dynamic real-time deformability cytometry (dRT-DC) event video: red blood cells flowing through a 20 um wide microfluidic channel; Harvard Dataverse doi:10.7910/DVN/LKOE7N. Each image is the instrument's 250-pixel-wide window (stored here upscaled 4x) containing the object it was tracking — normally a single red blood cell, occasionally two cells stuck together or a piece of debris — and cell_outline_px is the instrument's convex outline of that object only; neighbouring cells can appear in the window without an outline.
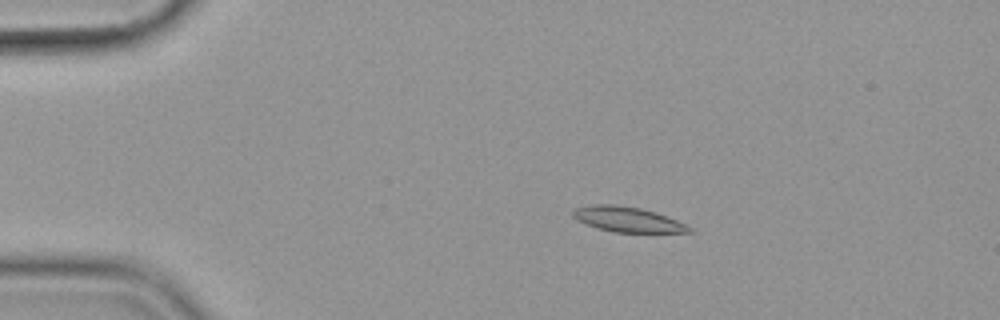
{"species": "common noctule bat (a hibernating species)", "species_latin": "Nyctalus noctula", "temperature_condition": "cold", "stored_images_in_passage": 30, "camera_frame_rate_fps": 3000, "um_per_image_px": 0.085, "animal": {"sex": "female", "body_mass_g": 19.9}, "frame": {"image": 1, "passage_image": 11, "time_ms": 3.333, "image_size_px": [1000, 320], "cell_outline_px": [[696, 232], [612, 232], [596, 228], [576, 220], [572, 216], [572, 208], [592, 204], [616, 204], [640, 208], [688, 224]], "centroid_in_image_um": [53.28, 18.65], "position_along_channel_um": 31.7, "area_um2": 17.11}}
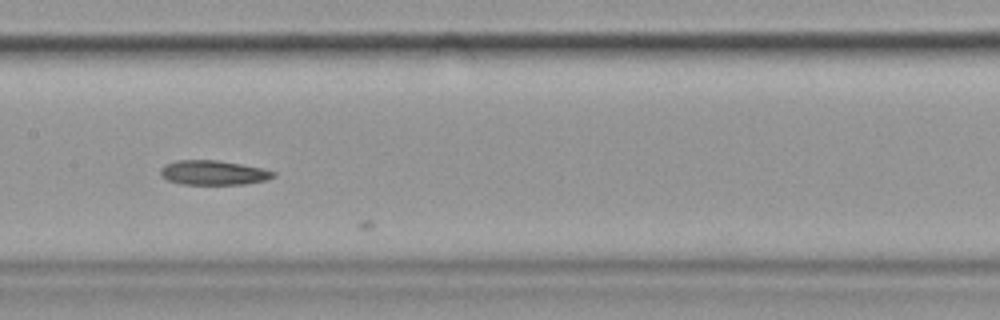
{"frame": {"image": 2, "passage_image": 29, "time_ms": 9.333, "image_size_px": [1000, 320], "cell_outline_px": [[276, 176], [264, 180], [244, 184], [180, 184], [168, 180], [160, 176], [160, 168], [164, 164], [176, 160], [216, 160], [240, 164], [260, 168], [276, 172]], "centroid_in_image_um": [18.08, 14.67], "position_along_channel_um": 189.3, "area_um2": 16.07}}